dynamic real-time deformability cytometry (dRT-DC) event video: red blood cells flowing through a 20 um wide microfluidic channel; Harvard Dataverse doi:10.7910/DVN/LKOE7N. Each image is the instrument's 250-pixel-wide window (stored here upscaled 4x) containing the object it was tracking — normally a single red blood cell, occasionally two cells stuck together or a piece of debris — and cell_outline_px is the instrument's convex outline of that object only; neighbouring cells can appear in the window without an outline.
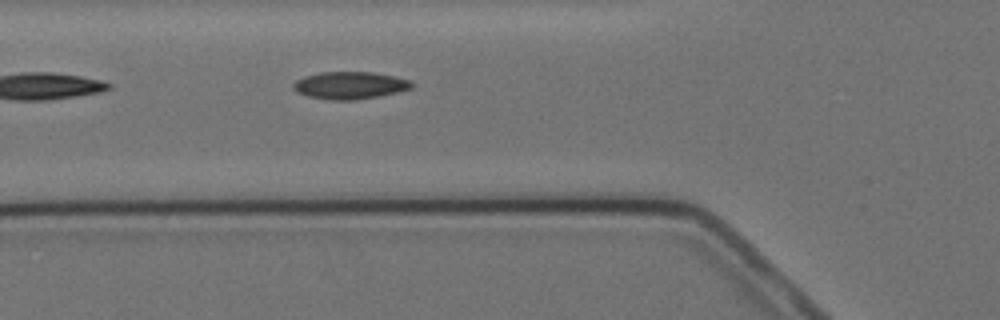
{"species": "Egyptian fruit bat (a non-hibernating species)", "species_latin": "Rousettus aegyptiacus", "temperature_condition": "cold", "stored_images_in_passage": 2, "camera_frame_rate_fps": 3000, "um_per_image_px": 0.085, "animal": {"sex": "female"}, "frame": {"image": 1, "passage_image": 2, "time_ms": 1.333, "image_size_px": [1000, 320], "cell_outline_px": [[412, 88], [400, 92], [380, 96], [352, 100], [332, 100], [308, 96], [296, 92], [292, 88], [292, 84], [296, 80], [304, 76], [320, 72], [372, 72], [412, 80]], "centroid_in_image_um": [29.73, 7.25], "position_along_channel_um": 96.1, "area_um2": 18.96}}